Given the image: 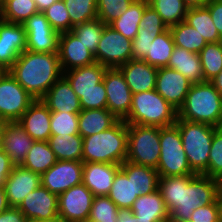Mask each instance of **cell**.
Masks as SVG:
<instances>
[{
    "label": "cell",
    "mask_w": 222,
    "mask_h": 222,
    "mask_svg": "<svg viewBox=\"0 0 222 222\" xmlns=\"http://www.w3.org/2000/svg\"><path fill=\"white\" fill-rule=\"evenodd\" d=\"M158 189L169 212L168 222L190 220L200 206L216 201L219 180L203 174L159 177Z\"/></svg>",
    "instance_id": "1"
},
{
    "label": "cell",
    "mask_w": 222,
    "mask_h": 222,
    "mask_svg": "<svg viewBox=\"0 0 222 222\" xmlns=\"http://www.w3.org/2000/svg\"><path fill=\"white\" fill-rule=\"evenodd\" d=\"M8 72L35 99H41L63 76L58 53L29 50L19 55Z\"/></svg>",
    "instance_id": "2"
},
{
    "label": "cell",
    "mask_w": 222,
    "mask_h": 222,
    "mask_svg": "<svg viewBox=\"0 0 222 222\" xmlns=\"http://www.w3.org/2000/svg\"><path fill=\"white\" fill-rule=\"evenodd\" d=\"M128 124L118 120L100 133L83 137L82 162L121 165L127 157Z\"/></svg>",
    "instance_id": "3"
},
{
    "label": "cell",
    "mask_w": 222,
    "mask_h": 222,
    "mask_svg": "<svg viewBox=\"0 0 222 222\" xmlns=\"http://www.w3.org/2000/svg\"><path fill=\"white\" fill-rule=\"evenodd\" d=\"M177 119L222 127V95L209 81L192 84Z\"/></svg>",
    "instance_id": "4"
},
{
    "label": "cell",
    "mask_w": 222,
    "mask_h": 222,
    "mask_svg": "<svg viewBox=\"0 0 222 222\" xmlns=\"http://www.w3.org/2000/svg\"><path fill=\"white\" fill-rule=\"evenodd\" d=\"M178 111L155 89L133 94L127 124L167 127L176 123Z\"/></svg>",
    "instance_id": "5"
},
{
    "label": "cell",
    "mask_w": 222,
    "mask_h": 222,
    "mask_svg": "<svg viewBox=\"0 0 222 222\" xmlns=\"http://www.w3.org/2000/svg\"><path fill=\"white\" fill-rule=\"evenodd\" d=\"M183 149L191 169L196 174H203L208 169L209 152L215 126L177 119Z\"/></svg>",
    "instance_id": "6"
},
{
    "label": "cell",
    "mask_w": 222,
    "mask_h": 222,
    "mask_svg": "<svg viewBox=\"0 0 222 222\" xmlns=\"http://www.w3.org/2000/svg\"><path fill=\"white\" fill-rule=\"evenodd\" d=\"M160 149L156 168L159 177L196 174L188 163L179 127L176 124L160 128Z\"/></svg>",
    "instance_id": "7"
},
{
    "label": "cell",
    "mask_w": 222,
    "mask_h": 222,
    "mask_svg": "<svg viewBox=\"0 0 222 222\" xmlns=\"http://www.w3.org/2000/svg\"><path fill=\"white\" fill-rule=\"evenodd\" d=\"M160 150V127L128 124L126 161L156 169Z\"/></svg>",
    "instance_id": "8"
},
{
    "label": "cell",
    "mask_w": 222,
    "mask_h": 222,
    "mask_svg": "<svg viewBox=\"0 0 222 222\" xmlns=\"http://www.w3.org/2000/svg\"><path fill=\"white\" fill-rule=\"evenodd\" d=\"M36 99L8 71L0 74V117L17 122Z\"/></svg>",
    "instance_id": "9"
},
{
    "label": "cell",
    "mask_w": 222,
    "mask_h": 222,
    "mask_svg": "<svg viewBox=\"0 0 222 222\" xmlns=\"http://www.w3.org/2000/svg\"><path fill=\"white\" fill-rule=\"evenodd\" d=\"M94 57L106 68H119L133 59L132 41L105 25Z\"/></svg>",
    "instance_id": "10"
},
{
    "label": "cell",
    "mask_w": 222,
    "mask_h": 222,
    "mask_svg": "<svg viewBox=\"0 0 222 222\" xmlns=\"http://www.w3.org/2000/svg\"><path fill=\"white\" fill-rule=\"evenodd\" d=\"M26 32V50L39 53H57L59 33L55 31L43 12H37L23 24Z\"/></svg>",
    "instance_id": "11"
},
{
    "label": "cell",
    "mask_w": 222,
    "mask_h": 222,
    "mask_svg": "<svg viewBox=\"0 0 222 222\" xmlns=\"http://www.w3.org/2000/svg\"><path fill=\"white\" fill-rule=\"evenodd\" d=\"M93 199V193L83 183L73 186L58 196V216L66 222H86Z\"/></svg>",
    "instance_id": "12"
},
{
    "label": "cell",
    "mask_w": 222,
    "mask_h": 222,
    "mask_svg": "<svg viewBox=\"0 0 222 222\" xmlns=\"http://www.w3.org/2000/svg\"><path fill=\"white\" fill-rule=\"evenodd\" d=\"M103 82L107 94L106 108L118 120H124L130 112L133 93L122 72L119 68H107Z\"/></svg>",
    "instance_id": "13"
},
{
    "label": "cell",
    "mask_w": 222,
    "mask_h": 222,
    "mask_svg": "<svg viewBox=\"0 0 222 222\" xmlns=\"http://www.w3.org/2000/svg\"><path fill=\"white\" fill-rule=\"evenodd\" d=\"M83 162L58 160L41 175V185L59 196L73 186L82 183Z\"/></svg>",
    "instance_id": "14"
},
{
    "label": "cell",
    "mask_w": 222,
    "mask_h": 222,
    "mask_svg": "<svg viewBox=\"0 0 222 222\" xmlns=\"http://www.w3.org/2000/svg\"><path fill=\"white\" fill-rule=\"evenodd\" d=\"M26 32L22 24L0 19V70L8 71L26 50Z\"/></svg>",
    "instance_id": "15"
},
{
    "label": "cell",
    "mask_w": 222,
    "mask_h": 222,
    "mask_svg": "<svg viewBox=\"0 0 222 222\" xmlns=\"http://www.w3.org/2000/svg\"><path fill=\"white\" fill-rule=\"evenodd\" d=\"M192 83L175 69L158 68L155 90L177 111L183 106Z\"/></svg>",
    "instance_id": "16"
},
{
    "label": "cell",
    "mask_w": 222,
    "mask_h": 222,
    "mask_svg": "<svg viewBox=\"0 0 222 222\" xmlns=\"http://www.w3.org/2000/svg\"><path fill=\"white\" fill-rule=\"evenodd\" d=\"M57 53L62 72L96 62L94 54L79 41L72 31L60 33Z\"/></svg>",
    "instance_id": "17"
},
{
    "label": "cell",
    "mask_w": 222,
    "mask_h": 222,
    "mask_svg": "<svg viewBox=\"0 0 222 222\" xmlns=\"http://www.w3.org/2000/svg\"><path fill=\"white\" fill-rule=\"evenodd\" d=\"M41 185V175L21 165H14L4 183L5 194L10 207H18L27 194Z\"/></svg>",
    "instance_id": "18"
},
{
    "label": "cell",
    "mask_w": 222,
    "mask_h": 222,
    "mask_svg": "<svg viewBox=\"0 0 222 222\" xmlns=\"http://www.w3.org/2000/svg\"><path fill=\"white\" fill-rule=\"evenodd\" d=\"M17 208L27 220L55 218L58 216V196L40 185L27 194Z\"/></svg>",
    "instance_id": "19"
},
{
    "label": "cell",
    "mask_w": 222,
    "mask_h": 222,
    "mask_svg": "<svg viewBox=\"0 0 222 222\" xmlns=\"http://www.w3.org/2000/svg\"><path fill=\"white\" fill-rule=\"evenodd\" d=\"M119 170L113 163L83 162L82 183L94 196H107Z\"/></svg>",
    "instance_id": "20"
},
{
    "label": "cell",
    "mask_w": 222,
    "mask_h": 222,
    "mask_svg": "<svg viewBox=\"0 0 222 222\" xmlns=\"http://www.w3.org/2000/svg\"><path fill=\"white\" fill-rule=\"evenodd\" d=\"M51 111L41 101L36 99L17 121L34 141H48L51 136Z\"/></svg>",
    "instance_id": "21"
},
{
    "label": "cell",
    "mask_w": 222,
    "mask_h": 222,
    "mask_svg": "<svg viewBox=\"0 0 222 222\" xmlns=\"http://www.w3.org/2000/svg\"><path fill=\"white\" fill-rule=\"evenodd\" d=\"M119 69L133 94L155 89L158 68L144 60L132 59Z\"/></svg>",
    "instance_id": "22"
},
{
    "label": "cell",
    "mask_w": 222,
    "mask_h": 222,
    "mask_svg": "<svg viewBox=\"0 0 222 222\" xmlns=\"http://www.w3.org/2000/svg\"><path fill=\"white\" fill-rule=\"evenodd\" d=\"M41 101L50 111L68 113H80L82 111L77 94L63 76L51 86Z\"/></svg>",
    "instance_id": "23"
},
{
    "label": "cell",
    "mask_w": 222,
    "mask_h": 222,
    "mask_svg": "<svg viewBox=\"0 0 222 222\" xmlns=\"http://www.w3.org/2000/svg\"><path fill=\"white\" fill-rule=\"evenodd\" d=\"M2 140V150L10 157L14 165L22 164L34 142V139L18 122H7Z\"/></svg>",
    "instance_id": "24"
},
{
    "label": "cell",
    "mask_w": 222,
    "mask_h": 222,
    "mask_svg": "<svg viewBox=\"0 0 222 222\" xmlns=\"http://www.w3.org/2000/svg\"><path fill=\"white\" fill-rule=\"evenodd\" d=\"M137 222H168L169 212L160 190L140 195L131 207Z\"/></svg>",
    "instance_id": "25"
},
{
    "label": "cell",
    "mask_w": 222,
    "mask_h": 222,
    "mask_svg": "<svg viewBox=\"0 0 222 222\" xmlns=\"http://www.w3.org/2000/svg\"><path fill=\"white\" fill-rule=\"evenodd\" d=\"M106 69L100 63L95 62L91 65L65 71L63 77L80 98L81 93L95 89L96 85L103 81Z\"/></svg>",
    "instance_id": "26"
},
{
    "label": "cell",
    "mask_w": 222,
    "mask_h": 222,
    "mask_svg": "<svg viewBox=\"0 0 222 222\" xmlns=\"http://www.w3.org/2000/svg\"><path fill=\"white\" fill-rule=\"evenodd\" d=\"M167 67L180 72L192 84L206 82L201 61L197 53L175 46Z\"/></svg>",
    "instance_id": "27"
},
{
    "label": "cell",
    "mask_w": 222,
    "mask_h": 222,
    "mask_svg": "<svg viewBox=\"0 0 222 222\" xmlns=\"http://www.w3.org/2000/svg\"><path fill=\"white\" fill-rule=\"evenodd\" d=\"M117 121L107 108L82 110L78 118V132L87 137L109 129Z\"/></svg>",
    "instance_id": "28"
},
{
    "label": "cell",
    "mask_w": 222,
    "mask_h": 222,
    "mask_svg": "<svg viewBox=\"0 0 222 222\" xmlns=\"http://www.w3.org/2000/svg\"><path fill=\"white\" fill-rule=\"evenodd\" d=\"M120 169L125 174H132L133 184L138 197L158 190L159 174L156 169L136 165L126 160L120 165Z\"/></svg>",
    "instance_id": "29"
},
{
    "label": "cell",
    "mask_w": 222,
    "mask_h": 222,
    "mask_svg": "<svg viewBox=\"0 0 222 222\" xmlns=\"http://www.w3.org/2000/svg\"><path fill=\"white\" fill-rule=\"evenodd\" d=\"M148 4L146 0H134L129 8L109 26L132 41L137 36L142 14Z\"/></svg>",
    "instance_id": "30"
},
{
    "label": "cell",
    "mask_w": 222,
    "mask_h": 222,
    "mask_svg": "<svg viewBox=\"0 0 222 222\" xmlns=\"http://www.w3.org/2000/svg\"><path fill=\"white\" fill-rule=\"evenodd\" d=\"M57 160L82 161L83 137L76 135H51L48 139Z\"/></svg>",
    "instance_id": "31"
},
{
    "label": "cell",
    "mask_w": 222,
    "mask_h": 222,
    "mask_svg": "<svg viewBox=\"0 0 222 222\" xmlns=\"http://www.w3.org/2000/svg\"><path fill=\"white\" fill-rule=\"evenodd\" d=\"M57 161L48 141H34L21 166L42 175Z\"/></svg>",
    "instance_id": "32"
},
{
    "label": "cell",
    "mask_w": 222,
    "mask_h": 222,
    "mask_svg": "<svg viewBox=\"0 0 222 222\" xmlns=\"http://www.w3.org/2000/svg\"><path fill=\"white\" fill-rule=\"evenodd\" d=\"M185 22L193 27L207 43L219 42L220 35L206 6L188 8Z\"/></svg>",
    "instance_id": "33"
},
{
    "label": "cell",
    "mask_w": 222,
    "mask_h": 222,
    "mask_svg": "<svg viewBox=\"0 0 222 222\" xmlns=\"http://www.w3.org/2000/svg\"><path fill=\"white\" fill-rule=\"evenodd\" d=\"M119 209H131L138 198L132 174H125L121 169L116 173L114 182L107 195Z\"/></svg>",
    "instance_id": "34"
},
{
    "label": "cell",
    "mask_w": 222,
    "mask_h": 222,
    "mask_svg": "<svg viewBox=\"0 0 222 222\" xmlns=\"http://www.w3.org/2000/svg\"><path fill=\"white\" fill-rule=\"evenodd\" d=\"M174 47V40L168 28L153 40L148 54L143 60L156 68L167 67Z\"/></svg>",
    "instance_id": "35"
},
{
    "label": "cell",
    "mask_w": 222,
    "mask_h": 222,
    "mask_svg": "<svg viewBox=\"0 0 222 222\" xmlns=\"http://www.w3.org/2000/svg\"><path fill=\"white\" fill-rule=\"evenodd\" d=\"M38 12L34 0H2L0 2V19L23 24Z\"/></svg>",
    "instance_id": "36"
},
{
    "label": "cell",
    "mask_w": 222,
    "mask_h": 222,
    "mask_svg": "<svg viewBox=\"0 0 222 222\" xmlns=\"http://www.w3.org/2000/svg\"><path fill=\"white\" fill-rule=\"evenodd\" d=\"M175 46L199 54L206 46L205 39L185 21L169 27Z\"/></svg>",
    "instance_id": "37"
},
{
    "label": "cell",
    "mask_w": 222,
    "mask_h": 222,
    "mask_svg": "<svg viewBox=\"0 0 222 222\" xmlns=\"http://www.w3.org/2000/svg\"><path fill=\"white\" fill-rule=\"evenodd\" d=\"M148 3L168 28L185 21L188 7L183 0H149Z\"/></svg>",
    "instance_id": "38"
},
{
    "label": "cell",
    "mask_w": 222,
    "mask_h": 222,
    "mask_svg": "<svg viewBox=\"0 0 222 222\" xmlns=\"http://www.w3.org/2000/svg\"><path fill=\"white\" fill-rule=\"evenodd\" d=\"M104 27L105 24L97 18L75 25L71 31L95 55Z\"/></svg>",
    "instance_id": "39"
},
{
    "label": "cell",
    "mask_w": 222,
    "mask_h": 222,
    "mask_svg": "<svg viewBox=\"0 0 222 222\" xmlns=\"http://www.w3.org/2000/svg\"><path fill=\"white\" fill-rule=\"evenodd\" d=\"M205 81H210L222 70V49L219 42L207 43L198 54Z\"/></svg>",
    "instance_id": "40"
},
{
    "label": "cell",
    "mask_w": 222,
    "mask_h": 222,
    "mask_svg": "<svg viewBox=\"0 0 222 222\" xmlns=\"http://www.w3.org/2000/svg\"><path fill=\"white\" fill-rule=\"evenodd\" d=\"M70 15L71 30L75 25L94 20L97 15V0H63Z\"/></svg>",
    "instance_id": "41"
},
{
    "label": "cell",
    "mask_w": 222,
    "mask_h": 222,
    "mask_svg": "<svg viewBox=\"0 0 222 222\" xmlns=\"http://www.w3.org/2000/svg\"><path fill=\"white\" fill-rule=\"evenodd\" d=\"M117 205L108 196H94L88 220L96 222H116Z\"/></svg>",
    "instance_id": "42"
},
{
    "label": "cell",
    "mask_w": 222,
    "mask_h": 222,
    "mask_svg": "<svg viewBox=\"0 0 222 222\" xmlns=\"http://www.w3.org/2000/svg\"><path fill=\"white\" fill-rule=\"evenodd\" d=\"M79 113L51 111V135H76L78 132Z\"/></svg>",
    "instance_id": "43"
},
{
    "label": "cell",
    "mask_w": 222,
    "mask_h": 222,
    "mask_svg": "<svg viewBox=\"0 0 222 222\" xmlns=\"http://www.w3.org/2000/svg\"><path fill=\"white\" fill-rule=\"evenodd\" d=\"M203 175L216 180H219L222 177V127H217L214 130L209 152L208 169Z\"/></svg>",
    "instance_id": "44"
},
{
    "label": "cell",
    "mask_w": 222,
    "mask_h": 222,
    "mask_svg": "<svg viewBox=\"0 0 222 222\" xmlns=\"http://www.w3.org/2000/svg\"><path fill=\"white\" fill-rule=\"evenodd\" d=\"M43 14L51 27L59 34L71 31L70 15L63 0H57Z\"/></svg>",
    "instance_id": "45"
},
{
    "label": "cell",
    "mask_w": 222,
    "mask_h": 222,
    "mask_svg": "<svg viewBox=\"0 0 222 222\" xmlns=\"http://www.w3.org/2000/svg\"><path fill=\"white\" fill-rule=\"evenodd\" d=\"M134 0H97V15L105 25H109L125 12Z\"/></svg>",
    "instance_id": "46"
},
{
    "label": "cell",
    "mask_w": 222,
    "mask_h": 222,
    "mask_svg": "<svg viewBox=\"0 0 222 222\" xmlns=\"http://www.w3.org/2000/svg\"><path fill=\"white\" fill-rule=\"evenodd\" d=\"M79 100L82 110L106 108L107 94L104 82L98 83L96 88L89 92L81 93Z\"/></svg>",
    "instance_id": "47"
},
{
    "label": "cell",
    "mask_w": 222,
    "mask_h": 222,
    "mask_svg": "<svg viewBox=\"0 0 222 222\" xmlns=\"http://www.w3.org/2000/svg\"><path fill=\"white\" fill-rule=\"evenodd\" d=\"M167 29L157 11L148 4L142 14L138 32L163 33Z\"/></svg>",
    "instance_id": "48"
},
{
    "label": "cell",
    "mask_w": 222,
    "mask_h": 222,
    "mask_svg": "<svg viewBox=\"0 0 222 222\" xmlns=\"http://www.w3.org/2000/svg\"><path fill=\"white\" fill-rule=\"evenodd\" d=\"M191 221H220L217 202L200 206L191 214Z\"/></svg>",
    "instance_id": "49"
},
{
    "label": "cell",
    "mask_w": 222,
    "mask_h": 222,
    "mask_svg": "<svg viewBox=\"0 0 222 222\" xmlns=\"http://www.w3.org/2000/svg\"><path fill=\"white\" fill-rule=\"evenodd\" d=\"M205 6L209 9L219 35H222V0H209Z\"/></svg>",
    "instance_id": "50"
},
{
    "label": "cell",
    "mask_w": 222,
    "mask_h": 222,
    "mask_svg": "<svg viewBox=\"0 0 222 222\" xmlns=\"http://www.w3.org/2000/svg\"><path fill=\"white\" fill-rule=\"evenodd\" d=\"M150 44H152L151 40L133 39L132 58L137 60H143L148 54Z\"/></svg>",
    "instance_id": "51"
},
{
    "label": "cell",
    "mask_w": 222,
    "mask_h": 222,
    "mask_svg": "<svg viewBox=\"0 0 222 222\" xmlns=\"http://www.w3.org/2000/svg\"><path fill=\"white\" fill-rule=\"evenodd\" d=\"M13 167L14 164L11 162L10 157L3 150H0V186H4Z\"/></svg>",
    "instance_id": "52"
},
{
    "label": "cell",
    "mask_w": 222,
    "mask_h": 222,
    "mask_svg": "<svg viewBox=\"0 0 222 222\" xmlns=\"http://www.w3.org/2000/svg\"><path fill=\"white\" fill-rule=\"evenodd\" d=\"M0 222H28V220L17 207H9L0 214Z\"/></svg>",
    "instance_id": "53"
},
{
    "label": "cell",
    "mask_w": 222,
    "mask_h": 222,
    "mask_svg": "<svg viewBox=\"0 0 222 222\" xmlns=\"http://www.w3.org/2000/svg\"><path fill=\"white\" fill-rule=\"evenodd\" d=\"M116 222H137V218L131 209H119Z\"/></svg>",
    "instance_id": "54"
},
{
    "label": "cell",
    "mask_w": 222,
    "mask_h": 222,
    "mask_svg": "<svg viewBox=\"0 0 222 222\" xmlns=\"http://www.w3.org/2000/svg\"><path fill=\"white\" fill-rule=\"evenodd\" d=\"M4 186H0V214L9 208Z\"/></svg>",
    "instance_id": "55"
},
{
    "label": "cell",
    "mask_w": 222,
    "mask_h": 222,
    "mask_svg": "<svg viewBox=\"0 0 222 222\" xmlns=\"http://www.w3.org/2000/svg\"><path fill=\"white\" fill-rule=\"evenodd\" d=\"M56 1L57 0H34L38 8V12H44L47 8H49Z\"/></svg>",
    "instance_id": "56"
},
{
    "label": "cell",
    "mask_w": 222,
    "mask_h": 222,
    "mask_svg": "<svg viewBox=\"0 0 222 222\" xmlns=\"http://www.w3.org/2000/svg\"><path fill=\"white\" fill-rule=\"evenodd\" d=\"M209 82L222 95V70L219 72L218 75L213 77Z\"/></svg>",
    "instance_id": "57"
},
{
    "label": "cell",
    "mask_w": 222,
    "mask_h": 222,
    "mask_svg": "<svg viewBox=\"0 0 222 222\" xmlns=\"http://www.w3.org/2000/svg\"><path fill=\"white\" fill-rule=\"evenodd\" d=\"M184 4L188 8H193V7H204L209 0H183Z\"/></svg>",
    "instance_id": "58"
},
{
    "label": "cell",
    "mask_w": 222,
    "mask_h": 222,
    "mask_svg": "<svg viewBox=\"0 0 222 222\" xmlns=\"http://www.w3.org/2000/svg\"><path fill=\"white\" fill-rule=\"evenodd\" d=\"M160 34L161 33L137 32V36L134 39H146L153 42V40Z\"/></svg>",
    "instance_id": "59"
},
{
    "label": "cell",
    "mask_w": 222,
    "mask_h": 222,
    "mask_svg": "<svg viewBox=\"0 0 222 222\" xmlns=\"http://www.w3.org/2000/svg\"><path fill=\"white\" fill-rule=\"evenodd\" d=\"M28 222H66V221L64 219H62L60 216H57V217L51 218V219L28 220Z\"/></svg>",
    "instance_id": "60"
},
{
    "label": "cell",
    "mask_w": 222,
    "mask_h": 222,
    "mask_svg": "<svg viewBox=\"0 0 222 222\" xmlns=\"http://www.w3.org/2000/svg\"><path fill=\"white\" fill-rule=\"evenodd\" d=\"M216 202L219 210V220L222 222V190H219Z\"/></svg>",
    "instance_id": "61"
},
{
    "label": "cell",
    "mask_w": 222,
    "mask_h": 222,
    "mask_svg": "<svg viewBox=\"0 0 222 222\" xmlns=\"http://www.w3.org/2000/svg\"><path fill=\"white\" fill-rule=\"evenodd\" d=\"M6 125H7V122L0 117V150H2L3 132H4Z\"/></svg>",
    "instance_id": "62"
},
{
    "label": "cell",
    "mask_w": 222,
    "mask_h": 222,
    "mask_svg": "<svg viewBox=\"0 0 222 222\" xmlns=\"http://www.w3.org/2000/svg\"><path fill=\"white\" fill-rule=\"evenodd\" d=\"M180 222H221V221H191V220H185Z\"/></svg>",
    "instance_id": "63"
},
{
    "label": "cell",
    "mask_w": 222,
    "mask_h": 222,
    "mask_svg": "<svg viewBox=\"0 0 222 222\" xmlns=\"http://www.w3.org/2000/svg\"><path fill=\"white\" fill-rule=\"evenodd\" d=\"M219 187H220V190H222V177L219 179Z\"/></svg>",
    "instance_id": "64"
},
{
    "label": "cell",
    "mask_w": 222,
    "mask_h": 222,
    "mask_svg": "<svg viewBox=\"0 0 222 222\" xmlns=\"http://www.w3.org/2000/svg\"><path fill=\"white\" fill-rule=\"evenodd\" d=\"M219 44H220L221 49H222V35H220Z\"/></svg>",
    "instance_id": "65"
}]
</instances>
